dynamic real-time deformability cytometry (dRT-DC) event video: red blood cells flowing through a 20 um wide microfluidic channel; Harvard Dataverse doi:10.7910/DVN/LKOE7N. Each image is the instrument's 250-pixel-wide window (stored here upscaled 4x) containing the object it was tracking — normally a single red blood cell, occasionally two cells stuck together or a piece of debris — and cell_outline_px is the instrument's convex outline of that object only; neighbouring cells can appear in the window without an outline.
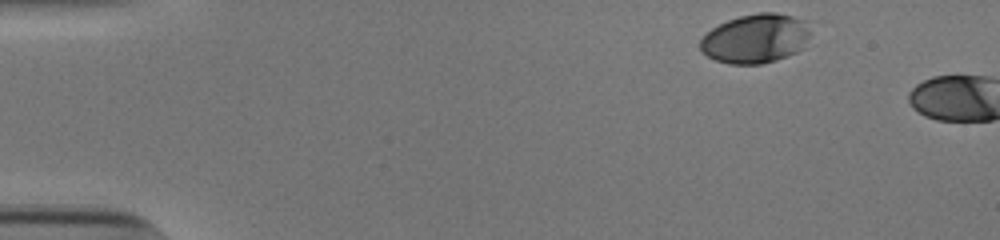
{"species": "human", "species_latin": "Homo sapiens", "temperature_condition": "cold", "stored_images_in_passage": 4, "camera_frame_rate_fps": 3000, "um_per_image_px": 0.085, "donor": {"sex": "male"}, "frame": {"image": 1, "passage_image": 1, "time_ms": 0.0, "image_size_px": [1000, 240], "cell_outline_px": [[808, 36], [804, 48], [796, 52], [776, 60], [760, 64], [728, 64], [716, 60], [708, 56], [700, 48], [700, 40], [712, 28], [728, 20], [740, 16], [756, 12], [776, 12], [792, 16], [804, 20], [808, 32]], "centroid_in_image_um": [64.21, 3.28], "position_along_channel_um": 20.8, "area_um2": 31.33}}